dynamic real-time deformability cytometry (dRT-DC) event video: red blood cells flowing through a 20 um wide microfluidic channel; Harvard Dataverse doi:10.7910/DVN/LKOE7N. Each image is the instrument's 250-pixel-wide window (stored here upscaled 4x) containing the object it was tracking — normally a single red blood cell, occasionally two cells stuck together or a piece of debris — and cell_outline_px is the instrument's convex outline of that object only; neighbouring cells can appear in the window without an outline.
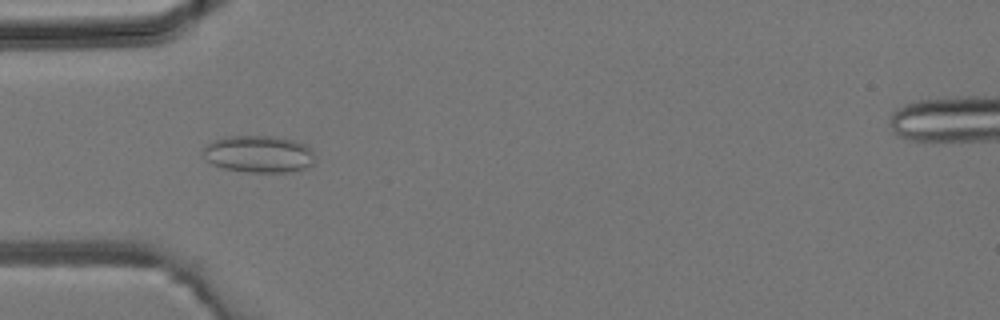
{"species": "common noctule bat (a hibernating species)", "species_latin": "Nyctalus noctula", "temperature_condition": "room temperature", "stored_images_in_passage": 38, "camera_frame_rate_fps": 3000, "um_per_image_px": 0.085, "animal": {"sex": "male", "body_mass_g": 19.2, "forearm_length_mm": 51.8}, "frame": {"image": 1, "passage_image": 9, "time_ms": 2.667, "image_size_px": [1000, 320], "cell_outline_px": [[312, 164], [308, 168], [300, 172], [252, 172], [224, 168], [212, 164], [200, 152], [212, 140], [228, 136], [272, 136], [292, 140], [304, 144], [312, 148]], "centroid_in_image_um": [22.0, 13.1], "position_along_channel_um": 63.0, "area_um2": 24.22}}
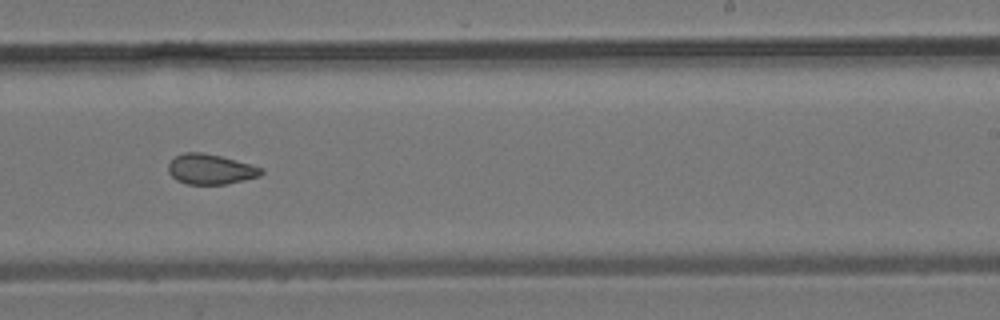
{"frame": {"image": 2, "passage_image": 22, "time_ms": 7.0, "image_size_px": [1000, 320], "cell_outline_px": [[264, 172], [260, 176], [228, 184], [188, 184], [176, 180], [168, 172], [168, 164], [176, 156], [184, 152], [204, 152], [220, 156], [264, 168]], "centroid_in_image_um": [17.9, 14.38], "position_along_channel_um": 271.1, "area_um2": 16.36}}
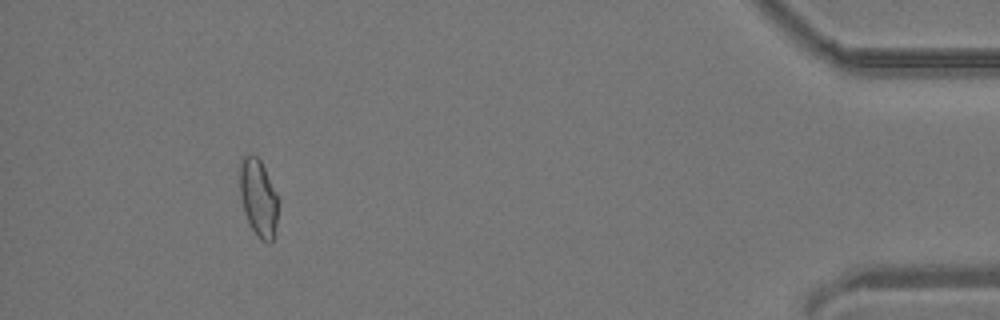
{"frame": {"image": 3, "passage_image": 35, "time_ms": 11.333, "image_size_px": [1000, 320], "cell_outline_px": [[280, 200], [276, 224], [272, 240], [268, 244], [260, 240], [256, 236], [244, 212], [240, 196], [240, 160], [244, 156], [256, 156], [260, 160]], "centroid_in_image_um": [21.98, 16.85], "position_along_channel_um": 413.2, "area_um2": 17.34}}